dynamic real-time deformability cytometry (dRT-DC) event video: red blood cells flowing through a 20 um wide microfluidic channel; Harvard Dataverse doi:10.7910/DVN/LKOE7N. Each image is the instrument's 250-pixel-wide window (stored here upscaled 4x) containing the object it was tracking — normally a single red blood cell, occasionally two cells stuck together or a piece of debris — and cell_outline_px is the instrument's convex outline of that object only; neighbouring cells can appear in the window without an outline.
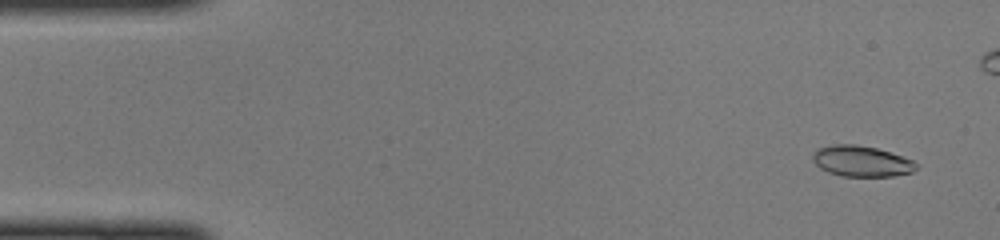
{"species": "common noctule bat (a hibernating species)", "species_latin": "Nyctalus noctula", "temperature_condition": "cold", "stored_images_in_passage": 42, "camera_frame_rate_fps": 3000, "um_per_image_px": 0.085, "animal": {"sex": "female", "body_mass_g": 22.0, "forearm_length_mm": 56.7}, "frame": {"image": 1, "passage_image": 3, "time_ms": 0.667, "image_size_px": [1000, 240], "cell_outline_px": [[916, 168], [912, 172], [892, 176], [840, 176], [828, 172], [820, 168], [812, 160], [812, 156], [816, 148], [832, 144], [856, 144], [876, 148], [912, 160], [916, 164]], "centroid_in_image_um": [73.16, 13.7], "position_along_channel_um": 11.8, "area_um2": 18.5}}
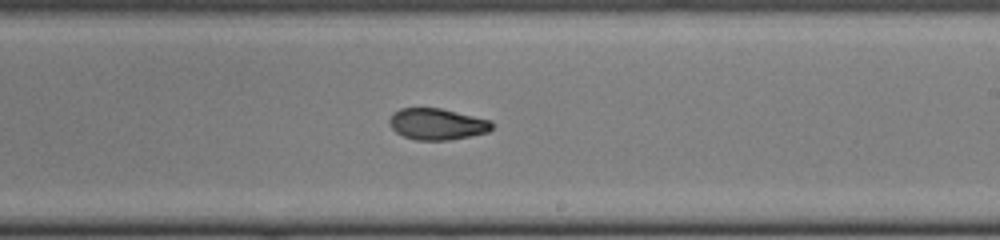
{"frame": {"image": 2, "passage_image": 28, "time_ms": 9.0, "image_size_px": [1000, 240], "cell_outline_px": [[496, 124], [488, 132], [448, 140], [416, 140], [404, 136], [396, 132], [388, 124], [388, 120], [392, 112], [400, 108], [440, 108], [492, 120]], "centroid_in_image_um": [37.15, 10.54], "position_along_channel_um": 251.9, "area_um2": 18.9}}
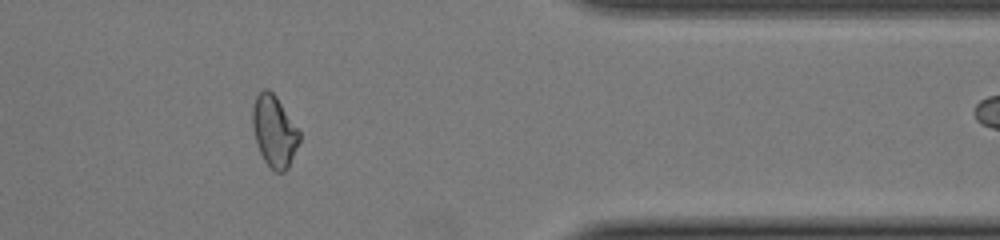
{"frame": {"image": 3, "passage_image": 39, "time_ms": 12.667, "image_size_px": [1000, 240], "cell_outline_px": [[300, 140], [288, 168], [284, 172], [276, 172], [264, 160], [256, 144], [252, 124], [252, 108], [256, 96], [264, 88], [268, 88], [276, 96], [300, 132]], "centroid_in_image_um": [23.3, 11.14], "position_along_channel_um": 388.1, "area_um2": 19.36}}